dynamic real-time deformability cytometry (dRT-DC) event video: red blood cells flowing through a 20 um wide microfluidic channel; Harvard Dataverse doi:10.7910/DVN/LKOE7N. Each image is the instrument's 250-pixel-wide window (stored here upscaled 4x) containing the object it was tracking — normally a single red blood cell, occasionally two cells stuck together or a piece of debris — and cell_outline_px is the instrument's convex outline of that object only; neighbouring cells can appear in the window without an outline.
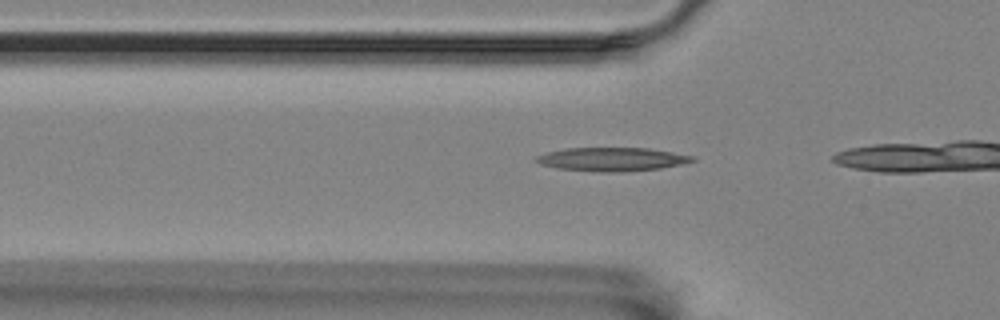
{"species": "Egyptian fruit bat (a non-hibernating species)", "species_latin": "Rousettus aegyptiacus", "temperature_condition": "room temperature", "stored_images_in_passage": 7, "camera_frame_rate_fps": 3000, "um_per_image_px": 0.085, "animal": {"sex": "female"}, "frame": {"image": 1, "passage_image": 5, "time_ms": 1.333, "image_size_px": [1000, 320], "cell_outline_px": [[696, 160], [680, 164], [660, 168], [620, 172], [600, 172], [556, 168], [540, 164], [532, 160], [536, 156], [548, 152], [564, 148], [648, 148], [696, 156]], "centroid_in_image_um": [51.98, 13.53], "position_along_channel_um": 73.8, "area_um2": 21.5}}